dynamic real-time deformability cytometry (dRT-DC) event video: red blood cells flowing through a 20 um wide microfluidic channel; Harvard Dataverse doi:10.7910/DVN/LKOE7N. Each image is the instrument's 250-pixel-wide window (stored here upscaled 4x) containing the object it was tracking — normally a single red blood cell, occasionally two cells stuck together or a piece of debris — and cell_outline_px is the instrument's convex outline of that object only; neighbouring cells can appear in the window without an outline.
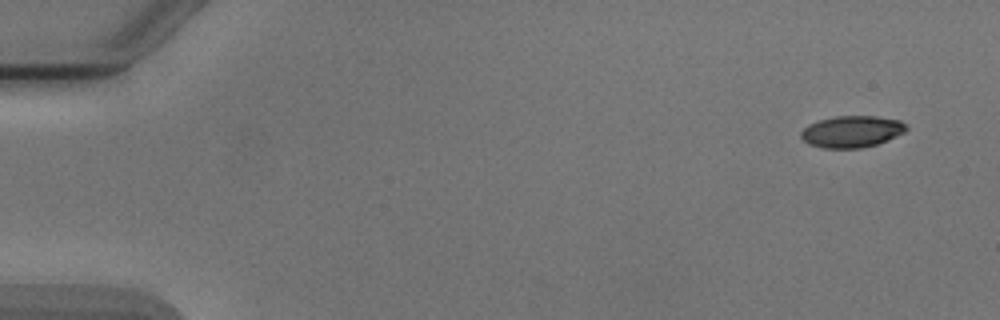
{"species": "Egyptian fruit bat (a non-hibernating species)", "species_latin": "Rousettus aegyptiacus", "temperature_condition": "cold", "stored_images_in_passage": 8, "camera_frame_rate_fps": 3000, "um_per_image_px": 0.085, "animal": {"sex": "male"}, "frame": {"image": 1, "passage_image": 1, "time_ms": 0.0, "image_size_px": [1000, 320], "cell_outline_px": [[908, 128], [904, 132], [888, 140], [876, 144], [860, 148], [820, 148], [808, 144], [800, 136], [800, 132], [808, 124], [820, 120], [836, 116], [876, 116], [900, 120]], "centroid_in_image_um": [72.38, 11.19], "position_along_channel_um": 12.6, "area_um2": 19.42}}
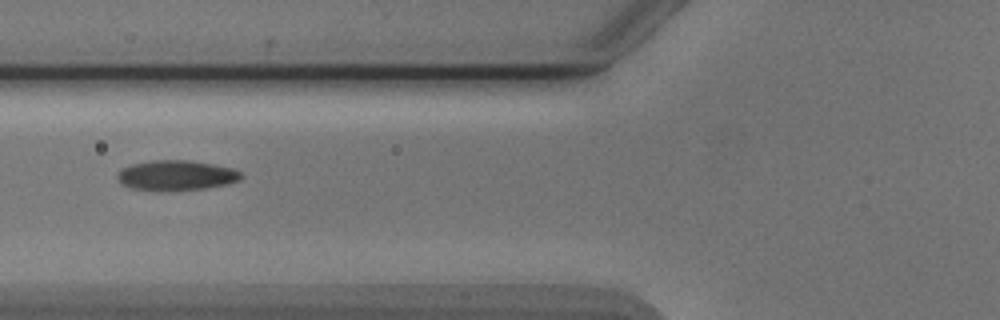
{"frame": {"image": 2, "passage_image": 6, "time_ms": 6.0, "image_size_px": [1000, 320], "cell_outline_px": [[244, 176], [240, 180], [224, 184], [204, 188], [132, 188], [120, 184], [116, 176], [116, 172], [120, 168], [132, 164], [152, 160], [188, 160], [212, 164], [232, 168], [240, 172]], "centroid_in_image_um": [14.95, 14.85], "position_along_channel_um": 110.9, "area_um2": 20.92}}
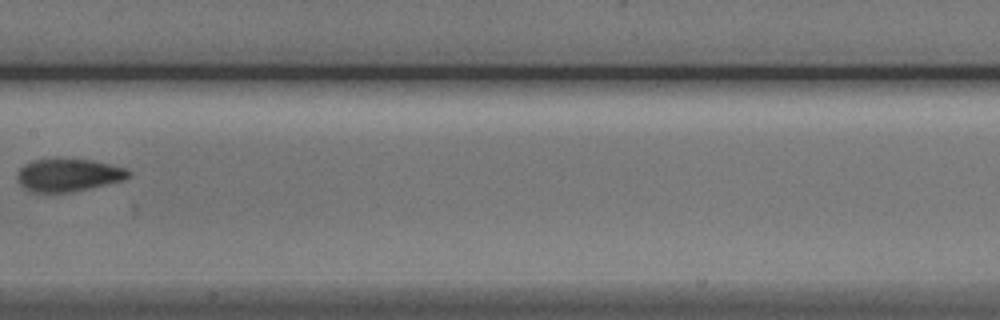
{"frame": {"image": 3, "passage_image": 8, "time_ms": 8.333, "image_size_px": [1000, 320], "cell_outline_px": [[132, 172], [124, 180], [72, 192], [32, 192], [24, 188], [20, 184], [16, 176], [20, 168], [24, 164], [32, 160], [56, 156], [60, 156], [92, 160], [128, 168]], "centroid_in_image_um": [5.79, 14.83], "position_along_channel_um": 201.6, "area_um2": 21.96}}